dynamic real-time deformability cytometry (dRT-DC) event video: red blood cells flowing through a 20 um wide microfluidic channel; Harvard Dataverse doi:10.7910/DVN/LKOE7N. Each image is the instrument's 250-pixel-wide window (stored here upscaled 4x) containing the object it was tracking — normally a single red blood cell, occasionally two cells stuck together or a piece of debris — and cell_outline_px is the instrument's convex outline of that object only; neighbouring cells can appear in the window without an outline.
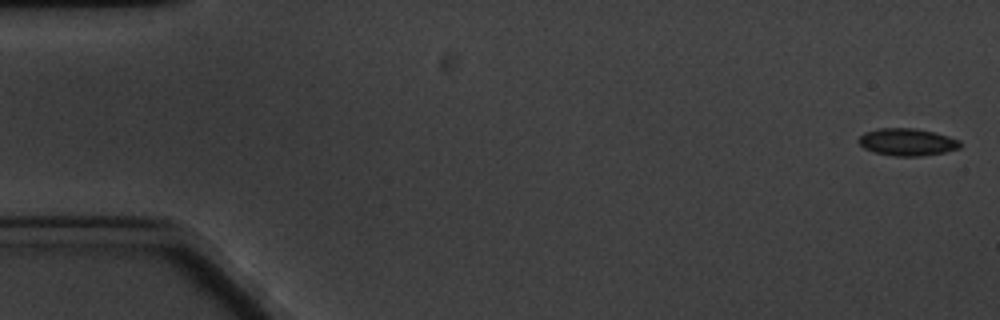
{"species": "common noctule bat (a hibernating species)", "species_latin": "Nyctalus noctula", "temperature_condition": "cold", "stored_images_in_passage": 5, "camera_frame_rate_fps": 3000, "um_per_image_px": 0.085, "animal": {"sex": "male", "body_mass_g": 20.1, "forearm_length_mm": 53.5}, "frame": {"image": 1, "passage_image": 1, "time_ms": 0.0, "image_size_px": [1000, 320], "cell_outline_px": [[960, 148], [944, 152], [920, 156], [896, 156], [872, 152], [864, 148], [856, 140], [864, 132], [880, 128], [912, 128], [932, 132], [948, 136], [960, 140]], "centroid_in_image_um": [77.07, 12.07], "position_along_channel_um": 7.9, "area_um2": 16.07}}
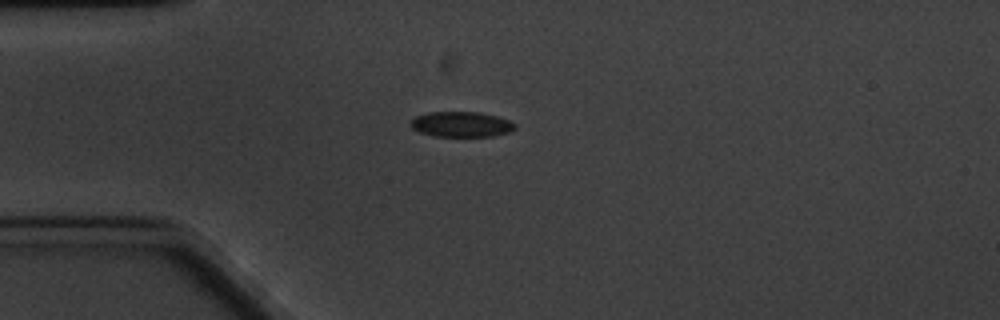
{"frame": {"image": 2, "passage_image": 5, "time_ms": 4.667, "image_size_px": [1000, 320], "cell_outline_px": [[516, 128], [512, 132], [492, 136], [436, 136], [420, 132], [412, 128], [408, 124], [416, 116], [428, 112], [480, 112], [496, 116], [508, 120], [516, 124]], "centroid_in_image_um": [39.23, 10.56], "position_along_channel_um": 45.8, "area_um2": 15.43}}